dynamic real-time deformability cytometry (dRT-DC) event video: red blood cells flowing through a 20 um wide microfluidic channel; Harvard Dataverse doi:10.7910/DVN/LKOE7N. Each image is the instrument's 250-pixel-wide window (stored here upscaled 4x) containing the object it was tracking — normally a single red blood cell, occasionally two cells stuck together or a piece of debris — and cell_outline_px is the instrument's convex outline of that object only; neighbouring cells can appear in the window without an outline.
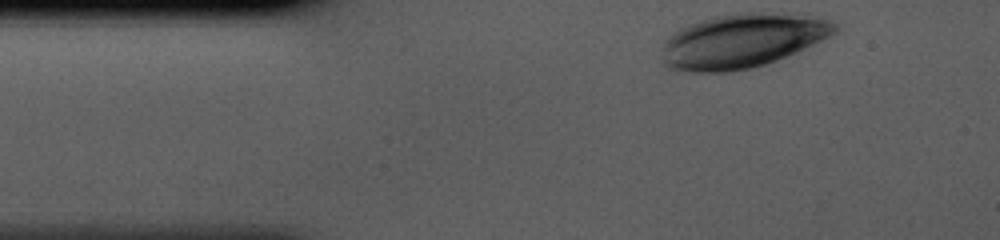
{"species": "human", "species_latin": "Homo sapiens", "temperature_condition": "cold", "stored_images_in_passage": 32, "camera_frame_rate_fps": 3000, "um_per_image_px": 0.085, "donor": {"sex": "male"}, "frame": {"image": 1, "passage_image": 1, "time_ms": 0.0, "image_size_px": [1000, 240], "cell_outline_px": [[836, 32], [796, 52], [776, 60], [764, 64], [748, 68], [724, 72], [692, 72], [672, 68], [664, 64], [664, 40], [672, 32], [680, 28], [700, 20], [716, 16], [736, 12], [812, 12], [836, 24]], "centroid_in_image_um": [63.14, 3.41], "position_along_channel_um": 21.9, "area_um2": 54.85}}
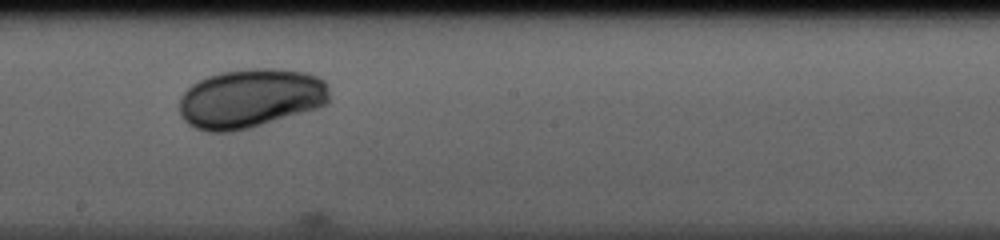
{"frame": {"image": 2, "passage_image": 19, "time_ms": 6.0, "image_size_px": [1000, 240], "cell_outline_px": [[328, 104], [316, 108], [248, 128], [232, 132], [208, 132], [196, 128], [188, 124], [180, 116], [180, 96], [192, 84], [208, 76], [220, 72], [252, 68], [280, 68], [308, 72], [320, 76], [328, 84]], "centroid_in_image_um": [21.3, 8.34], "position_along_channel_um": 226.9, "area_um2": 51.96}}
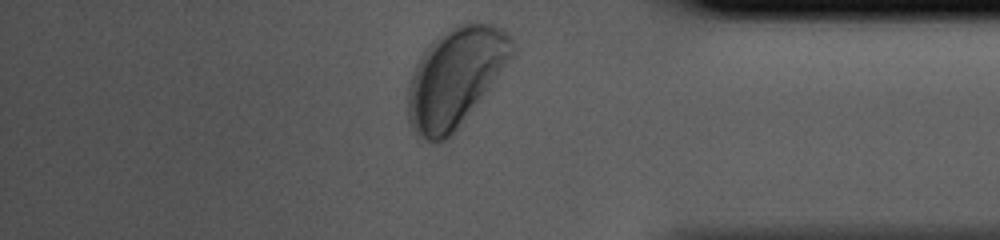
{"frame": {"image": 3, "passage_image": 32, "time_ms": 10.333, "image_size_px": [1000, 240], "cell_outline_px": [[516, 52], [452, 136], [436, 144], [416, 136], [408, 120], [408, 84], [416, 64], [420, 56], [436, 40], [456, 24], [468, 20], [484, 20], [496, 24], [504, 28], [512, 36]], "centroid_in_image_um": [38.74, 6.53], "position_along_channel_um": 396.5, "area_um2": 60.34}}